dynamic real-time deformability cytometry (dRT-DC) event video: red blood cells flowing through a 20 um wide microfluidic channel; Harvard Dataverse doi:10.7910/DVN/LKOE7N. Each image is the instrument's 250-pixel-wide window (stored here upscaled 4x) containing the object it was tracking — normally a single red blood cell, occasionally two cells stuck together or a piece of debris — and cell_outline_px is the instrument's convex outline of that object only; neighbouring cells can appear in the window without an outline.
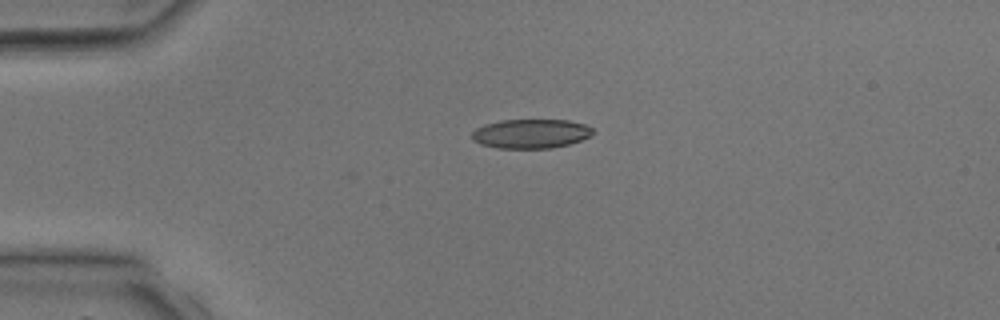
{"species": "common noctule bat (a hibernating species)", "species_latin": "Nyctalus noctula", "temperature_condition": "room temperature", "stored_images_in_passage": 3, "camera_frame_rate_fps": 3000, "um_per_image_px": 0.085, "animal": {"sex": "male", "body_mass_g": 17.9, "forearm_length_mm": 54.2}, "frame": {"image": 1, "passage_image": 2, "time_ms": 2.0, "image_size_px": [1000, 320], "cell_outline_px": [[596, 132], [592, 136], [568, 144], [552, 148], [496, 148], [480, 144], [472, 140], [472, 132], [476, 128], [500, 120], [568, 120], [584, 124], [592, 128]], "centroid_in_image_um": [45.14, 11.36], "position_along_channel_um": 39.9, "area_um2": 20.63}}
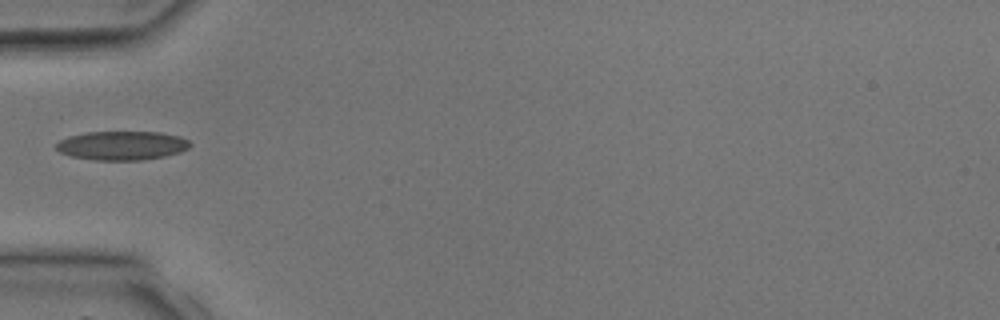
{"frame": {"image": 2, "passage_image": 3, "time_ms": 3.333, "image_size_px": [1000, 320], "cell_outline_px": [[192, 144], [188, 148], [180, 152], [164, 156], [140, 160], [96, 160], [72, 156], [60, 152], [56, 148], [56, 144], [60, 140], [68, 136], [88, 132], [160, 132], [180, 136], [188, 140]], "centroid_in_image_um": [10.38, 12.36], "position_along_channel_um": 74.6, "area_um2": 22.48}}